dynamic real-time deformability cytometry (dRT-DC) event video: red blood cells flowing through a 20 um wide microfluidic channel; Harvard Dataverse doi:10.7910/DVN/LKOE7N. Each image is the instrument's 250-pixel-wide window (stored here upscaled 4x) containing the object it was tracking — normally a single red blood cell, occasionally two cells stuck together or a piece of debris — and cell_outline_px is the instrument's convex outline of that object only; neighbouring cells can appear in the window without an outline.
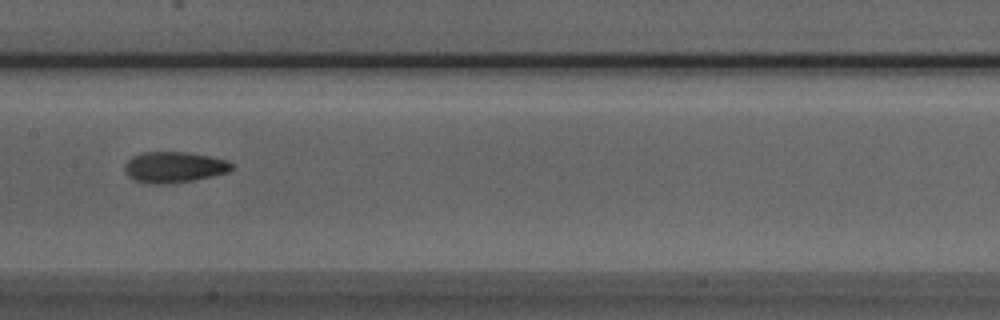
{"species": "Egyptian fruit bat (a non-hibernating species)", "species_latin": "Rousettus aegyptiacus", "temperature_condition": "room temperature", "stored_images_in_passage": 8, "camera_frame_rate_fps": 3000, "um_per_image_px": 0.085, "animal": {"sex": "male"}, "frame": {"image": 1, "passage_image": 6, "time_ms": 1.667, "image_size_px": [1000, 320], "cell_outline_px": [[232, 168], [228, 172], [212, 176], [192, 180], [168, 184], [152, 184], [136, 180], [128, 176], [124, 168], [124, 164], [132, 156], [144, 152], [188, 152], [228, 160], [232, 164]], "centroid_in_image_um": [14.78, 14.2], "position_along_channel_um": 192.6, "area_um2": 19.19}}
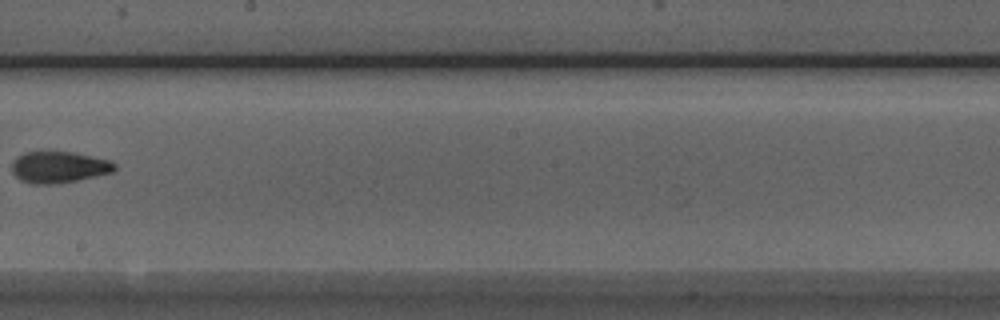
{"frame": {"image": 2, "passage_image": 7, "time_ms": 2.0, "image_size_px": [1000, 320], "cell_outline_px": [[116, 168], [112, 172], [76, 180], [52, 184], [32, 184], [20, 180], [12, 172], [12, 160], [24, 152], [72, 152], [108, 160], [116, 164]], "centroid_in_image_um": [4.96, 14.21], "position_along_channel_um": 243.2, "area_um2": 18.61}}
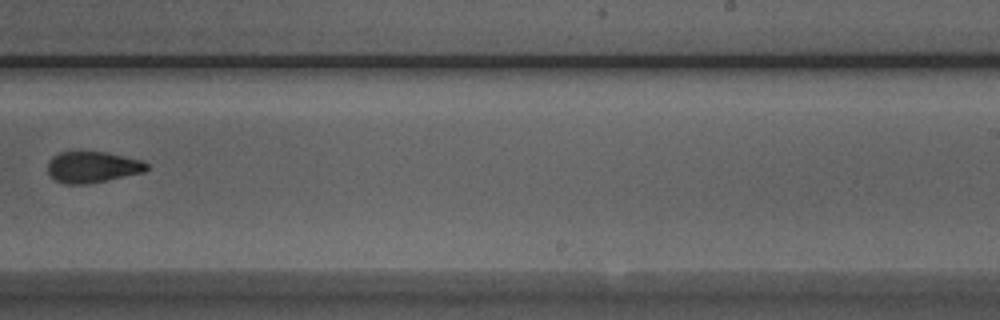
{"frame": {"image": 3, "passage_image": 8, "time_ms": 2.333, "image_size_px": [1000, 320], "cell_outline_px": [[148, 168], [144, 172], [108, 180], [88, 184], [64, 184], [56, 180], [48, 172], [48, 160], [52, 156], [60, 152], [104, 152], [144, 160], [148, 164]], "centroid_in_image_um": [7.87, 14.2], "position_along_channel_um": 281.1, "area_um2": 18.03}}